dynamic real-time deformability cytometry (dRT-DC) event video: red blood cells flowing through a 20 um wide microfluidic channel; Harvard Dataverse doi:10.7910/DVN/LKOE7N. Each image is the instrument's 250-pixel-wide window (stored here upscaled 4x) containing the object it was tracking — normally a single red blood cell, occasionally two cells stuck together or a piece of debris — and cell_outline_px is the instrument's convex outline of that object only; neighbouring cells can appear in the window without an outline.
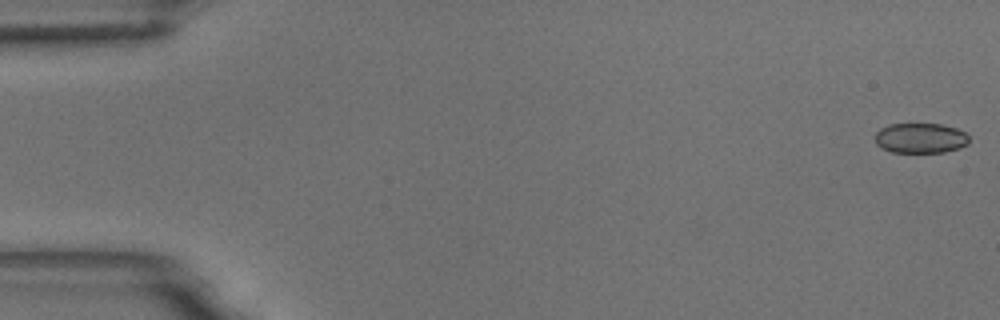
{"species": "common noctule bat (a hibernating species)", "species_latin": "Nyctalus noctula", "temperature_condition": "room temperature", "stored_images_in_passage": 56, "camera_frame_rate_fps": 3000, "um_per_image_px": 0.085, "animal": {"sex": "male", "body_mass_g": 18.8}, "frame": {"image": 1, "passage_image": 1, "time_ms": 0.0, "image_size_px": [1000, 320], "cell_outline_px": [[968, 144], [960, 148], [944, 152], [892, 152], [876, 144], [876, 132], [880, 128], [888, 124], [940, 124], [956, 128], [964, 132], [968, 136]], "centroid_in_image_um": [78.25, 11.73], "position_along_channel_um": 6.8, "area_um2": 16.42}}
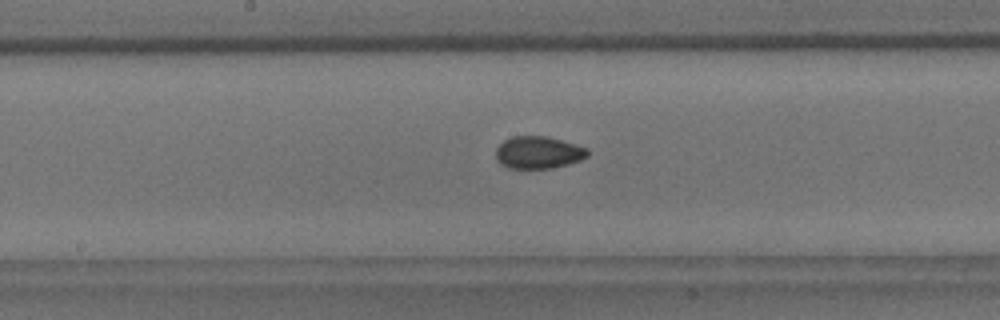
{"frame": {"image": 2, "passage_image": 29, "time_ms": 9.333, "image_size_px": [1000, 320], "cell_outline_px": [[588, 156], [580, 160], [568, 164], [552, 168], [508, 168], [500, 164], [496, 160], [496, 148], [504, 140], [512, 136], [548, 136], [588, 148]], "centroid_in_image_um": [45.74, 12.96], "position_along_channel_um": 202.5, "area_um2": 17.34}}
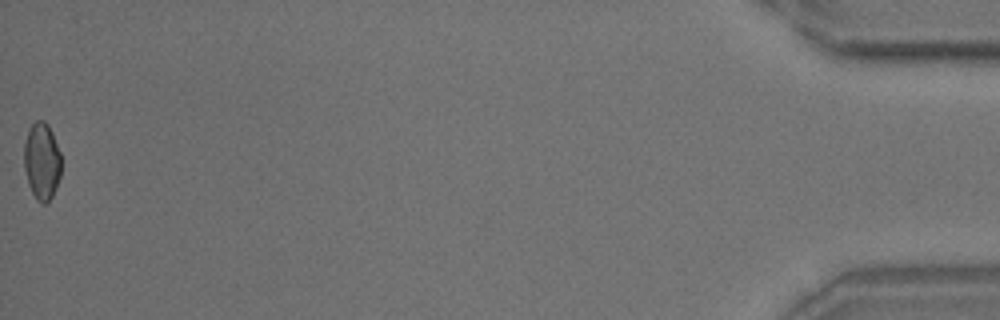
{"frame": {"image": 3, "passage_image": 56, "time_ms": 18.333, "image_size_px": [1000, 320], "cell_outline_px": [[60, 176], [56, 188], [52, 196], [44, 204], [40, 204], [36, 200], [28, 184], [24, 168], [24, 144], [28, 132], [32, 124], [36, 120], [44, 120], [48, 124], [52, 132], [60, 152]], "centroid_in_image_um": [3.55, 13.71], "position_along_channel_um": 431.7, "area_um2": 16.7}, "authors_computed_cell_mechanics": {"area_um2": 17.0221, "velocity_mm_per_s": 3.6469, "shape_relaxation_time_tau1_ms": 2.7232, "shape_relaxation_time_tau2_ms": 1.8518, "deformation_change_tau1": 0.0606, "deformation_change_tau2": 0.0472}}